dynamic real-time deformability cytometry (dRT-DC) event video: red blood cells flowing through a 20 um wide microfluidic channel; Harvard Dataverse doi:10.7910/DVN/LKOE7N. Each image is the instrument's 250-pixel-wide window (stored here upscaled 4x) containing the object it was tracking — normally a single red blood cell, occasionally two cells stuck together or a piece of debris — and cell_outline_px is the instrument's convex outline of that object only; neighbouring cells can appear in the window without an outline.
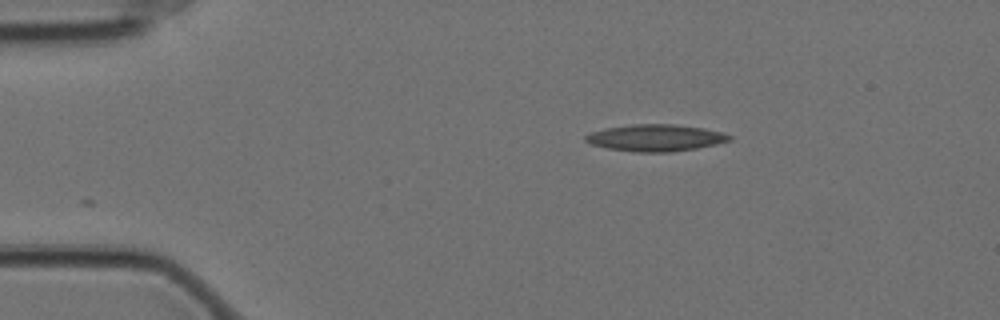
{"species": "Egyptian fruit bat (a non-hibernating species)", "species_latin": "Rousettus aegyptiacus", "temperature_condition": "cold", "stored_images_in_passage": 48, "camera_frame_rate_fps": 3000, "um_per_image_px": 0.085, "animal": {"sex": "female"}, "frame": {"image": 1, "passage_image": 1, "time_ms": 0.0, "image_size_px": [1000, 320], "cell_outline_px": [[732, 140], [716, 144], [696, 148], [672, 152], [632, 152], [608, 148], [592, 144], [584, 140], [584, 136], [592, 132], [604, 128], [632, 124], [676, 124], [704, 128], [720, 132], [732, 136]], "centroid_in_image_um": [55.72, 11.71], "position_along_channel_um": 29.3, "area_um2": 22.48}}
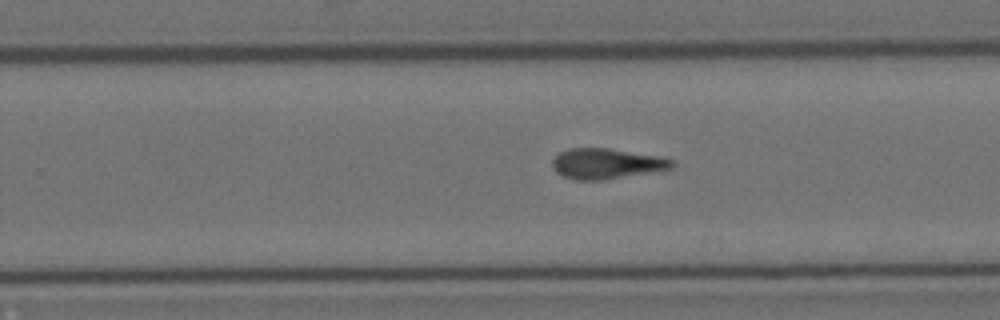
{"frame": {"image": 2, "passage_image": 27, "time_ms": 8.667, "image_size_px": [1000, 320], "cell_outline_px": [[676, 164], [672, 168], [600, 180], [576, 180], [564, 176], [556, 172], [552, 168], [552, 160], [560, 152], [568, 148], [608, 148], [656, 156], [672, 160]], "centroid_in_image_um": [51.49, 13.9], "position_along_channel_um": 278.3, "area_um2": 20.81}}
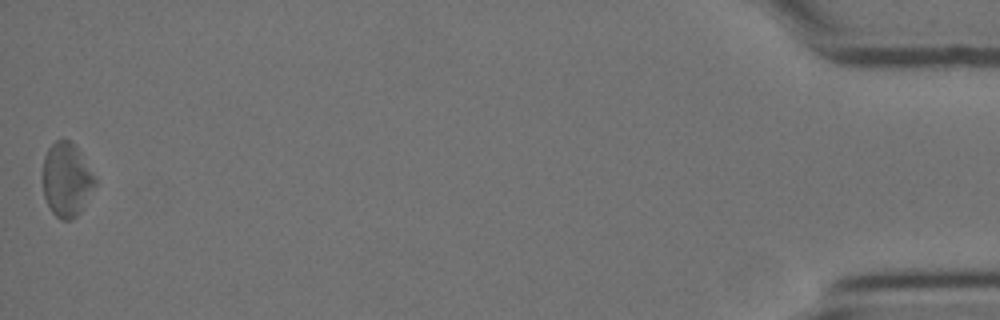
{"frame": {"image": 3, "passage_image": 48, "time_ms": 15.667, "image_size_px": [1000, 320], "cell_outline_px": [[96, 184], [80, 212], [72, 220], [60, 220], [52, 212], [44, 196], [44, 156], [48, 148], [56, 140], [68, 140], [80, 152], [96, 176]], "centroid_in_image_um": [5.68, 15.29], "position_along_channel_um": 429.5, "area_um2": 22.25}, "authors_computed_cell_mechanics": {"area_um2": 21.8484, "velocity_mm_per_s": 3.5023, "shape_relaxation_time_tau1_ms": 11.1433, "shape_relaxation_time_tau2_ms": 2.6145, "deformation_change_tau1": 0.2377, "deformation_change_tau2": 0.1102}}